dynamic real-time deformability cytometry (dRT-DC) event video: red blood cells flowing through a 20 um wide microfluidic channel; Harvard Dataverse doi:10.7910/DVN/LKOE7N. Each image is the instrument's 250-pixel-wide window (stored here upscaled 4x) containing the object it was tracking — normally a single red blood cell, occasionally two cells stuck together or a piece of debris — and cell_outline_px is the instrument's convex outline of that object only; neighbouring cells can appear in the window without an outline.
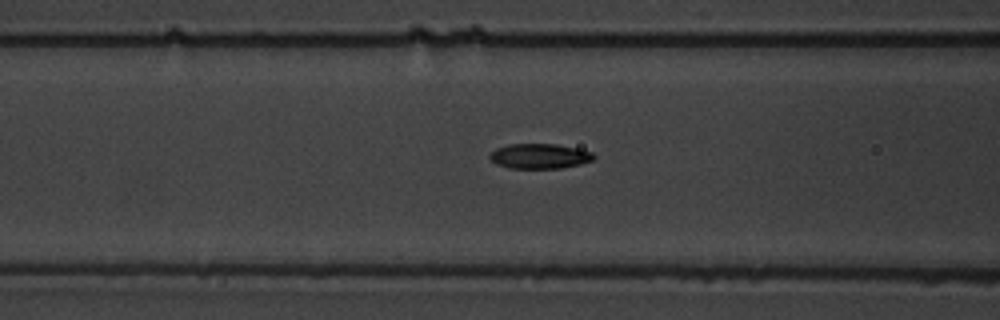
{"species": "common noctule bat (a hibernating species)", "species_latin": "Nyctalus noctula", "temperature_condition": "warm", "stored_images_in_passage": 13, "camera_frame_rate_fps": 3000, "um_per_image_px": 0.085, "animal": {"sex": "male", "body_mass_g": 19.5, "forearm_length_mm": 54.6}, "frame": {"image": 1, "passage_image": 4, "time_ms": 5.0, "image_size_px": [1000, 320], "cell_outline_px": [[596, 156], [592, 160], [580, 164], [560, 168], [508, 168], [496, 164], [488, 156], [496, 148], [508, 144], [556, 144], [576, 148], [592, 152]], "centroid_in_image_um": [45.85, 13.27], "position_along_channel_um": 120.7, "area_um2": 15.09}}
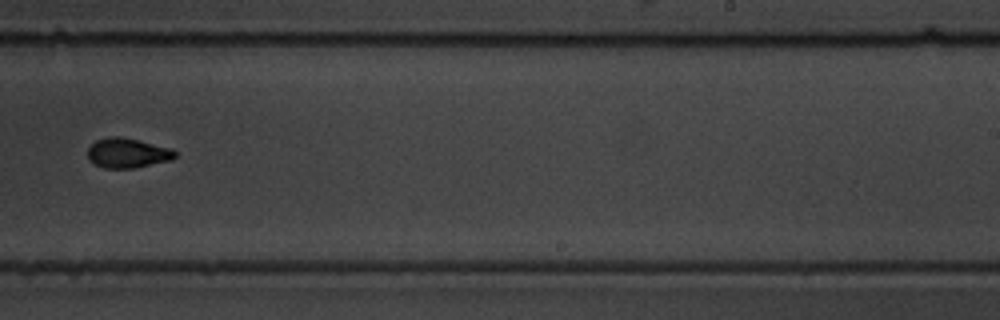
{"frame": {"image": 2, "passage_image": 8, "time_ms": 9.667, "image_size_px": [1000, 320], "cell_outline_px": [[176, 156], [172, 160], [132, 168], [104, 168], [88, 160], [88, 148], [96, 140], [108, 136], [120, 136], [140, 140], [172, 148], [176, 152]], "centroid_in_image_um": [10.84, 12.99], "position_along_channel_um": 278.2, "area_um2": 15.26}}
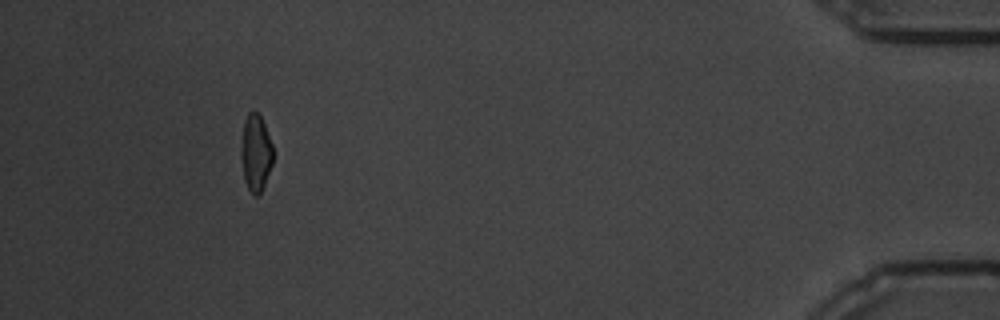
{"frame": {"image": 3, "passage_image": 13, "time_ms": 15.667, "image_size_px": [1000, 320], "cell_outline_px": [[272, 164], [264, 184], [260, 192], [256, 196], [252, 196], [244, 180], [240, 156], [240, 148], [244, 120], [248, 112], [252, 108], [260, 116], [264, 124], [272, 144]], "centroid_in_image_um": [21.7, 12.97], "position_along_channel_um": 413.5, "area_um2": 14.39}}